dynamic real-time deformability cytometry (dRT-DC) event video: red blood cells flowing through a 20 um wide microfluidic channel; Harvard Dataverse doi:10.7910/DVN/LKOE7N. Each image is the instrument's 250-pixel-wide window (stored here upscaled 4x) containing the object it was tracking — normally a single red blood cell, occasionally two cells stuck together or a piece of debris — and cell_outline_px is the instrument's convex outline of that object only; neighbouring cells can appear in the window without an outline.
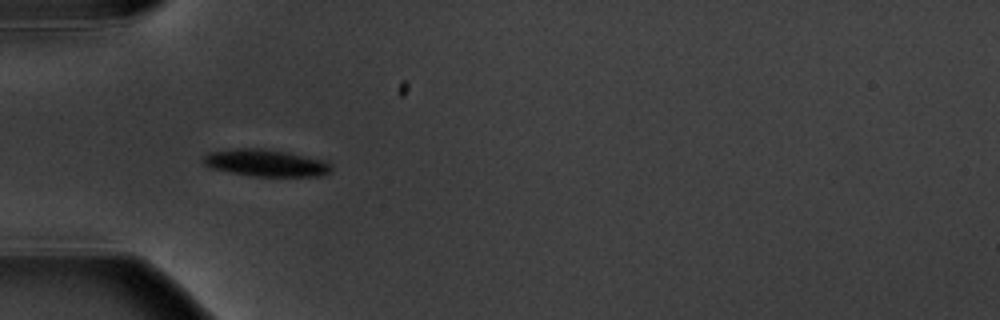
{"species": "common noctule bat (a hibernating species)", "species_latin": "Nyctalus noctula", "temperature_condition": "warm", "stored_images_in_passage": 1, "camera_frame_rate_fps": 3000, "um_per_image_px": 0.085, "animal": {"sex": "male", "body_mass_g": 20.1, "forearm_length_mm": 53.5}, "frame": {"image": 1, "passage_image": 1, "time_ms": 0.0, "image_size_px": [1000, 320], "cell_outline_px": [[332, 168], [328, 172], [320, 176], [252, 176], [208, 168], [204, 164], [204, 156], [208, 152], [236, 148], [264, 148], [288, 152], [328, 160], [332, 164]], "centroid_in_image_um": [22.61, 13.84], "position_along_channel_um": 62.4, "area_um2": 20.4}}